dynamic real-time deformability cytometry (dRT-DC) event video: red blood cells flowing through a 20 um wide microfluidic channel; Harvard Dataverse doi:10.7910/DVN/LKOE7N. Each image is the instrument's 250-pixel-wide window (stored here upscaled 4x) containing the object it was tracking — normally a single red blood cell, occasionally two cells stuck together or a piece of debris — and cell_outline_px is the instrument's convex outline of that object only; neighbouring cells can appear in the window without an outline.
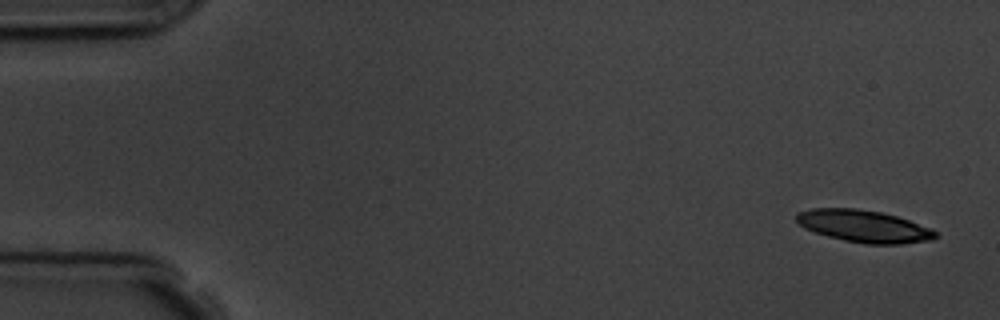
{"species": "common noctule bat (a hibernating species)", "species_latin": "Nyctalus noctula", "temperature_condition": "room temperature", "stored_images_in_passage": 5, "camera_frame_rate_fps": 3000, "um_per_image_px": 0.085, "animal": {"sex": "male", "body_mass_g": 19.5, "forearm_length_mm": 54.6}, "frame": {"image": 1, "passage_image": 1, "time_ms": 0.0, "image_size_px": [1000, 320], "cell_outline_px": [[936, 236], [932, 240], [900, 244], [864, 244], [844, 240], [828, 236], [804, 228], [796, 220], [796, 212], [812, 208], [856, 208], [880, 212], [896, 216], [932, 228], [936, 232]], "centroid_in_image_um": [73.42, 19.22], "position_along_channel_um": 11.6, "area_um2": 26.01}}
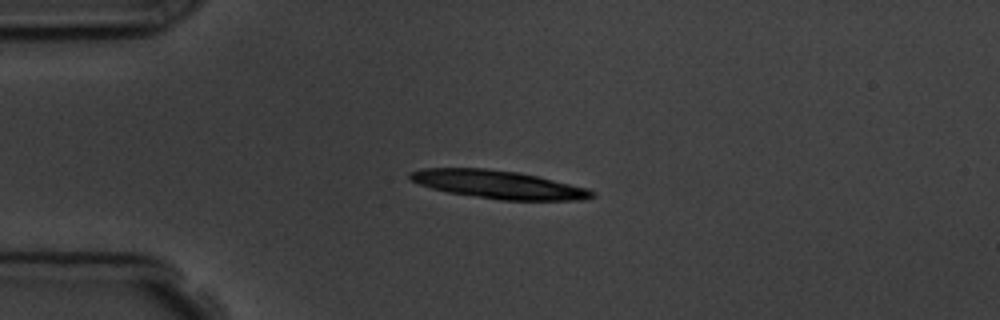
{"frame": {"image": 2, "passage_image": 4, "time_ms": 3.667, "image_size_px": [1000, 320], "cell_outline_px": [[596, 196], [584, 200], [500, 200], [448, 192], [432, 188], [420, 184], [412, 180], [408, 176], [408, 172], [424, 168], [488, 168], [516, 172], [536, 176], [588, 188], [596, 192]], "centroid_in_image_um": [42.38, 15.68], "position_along_channel_um": 42.6, "area_um2": 29.71}}